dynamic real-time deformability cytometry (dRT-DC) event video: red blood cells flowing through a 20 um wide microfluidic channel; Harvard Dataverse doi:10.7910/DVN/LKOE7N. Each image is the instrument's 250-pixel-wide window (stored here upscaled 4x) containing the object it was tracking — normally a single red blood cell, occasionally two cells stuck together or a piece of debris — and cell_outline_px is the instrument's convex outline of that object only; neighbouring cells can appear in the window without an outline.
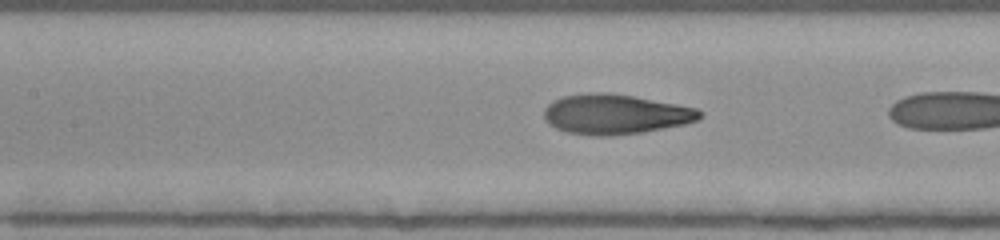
{"species": "human", "species_latin": "Homo sapiens", "temperature_condition": "room temperature", "stored_images_in_passage": 7, "camera_frame_rate_fps": 3000, "um_per_image_px": 0.085, "donor": {"sex": "female"}, "frame": {"image": 1, "passage_image": 6, "time_ms": 1.667, "image_size_px": [1000, 240], "cell_outline_px": [[704, 116], [696, 120], [684, 124], [644, 132], [608, 136], [596, 136], [568, 132], [556, 128], [544, 116], [544, 108], [552, 100], [564, 96], [588, 92], [608, 92], [632, 96], [676, 104], [696, 108], [704, 112]], "centroid_in_image_um": [52.32, 9.7], "position_along_channel_um": 155.1, "area_um2": 36.13}}